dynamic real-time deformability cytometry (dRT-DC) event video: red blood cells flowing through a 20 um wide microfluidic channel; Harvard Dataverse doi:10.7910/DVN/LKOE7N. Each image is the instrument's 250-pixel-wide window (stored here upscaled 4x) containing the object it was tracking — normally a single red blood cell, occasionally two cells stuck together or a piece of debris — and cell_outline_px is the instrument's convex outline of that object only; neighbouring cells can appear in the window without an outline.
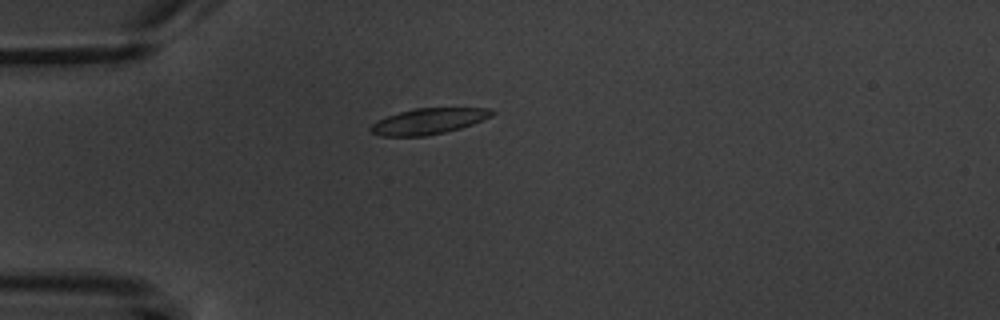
{"species": "common noctule bat (a hibernating species)", "species_latin": "Nyctalus noctula", "temperature_condition": "warm", "stored_images_in_passage": 8, "camera_frame_rate_fps": 3000, "um_per_image_px": 0.085, "animal": {"sex": "male", "body_mass_g": 20.1, "forearm_length_mm": 53.5}, "frame": {"image": 1, "passage_image": 4, "time_ms": 4.333, "image_size_px": [1000, 320], "cell_outline_px": [[496, 112], [492, 116], [472, 124], [460, 128], [444, 132], [424, 136], [380, 136], [372, 132], [368, 128], [376, 120], [400, 112], [416, 108], [488, 108]], "centroid_in_image_um": [36.41, 10.3], "position_along_channel_um": 48.6, "area_um2": 18.15}}
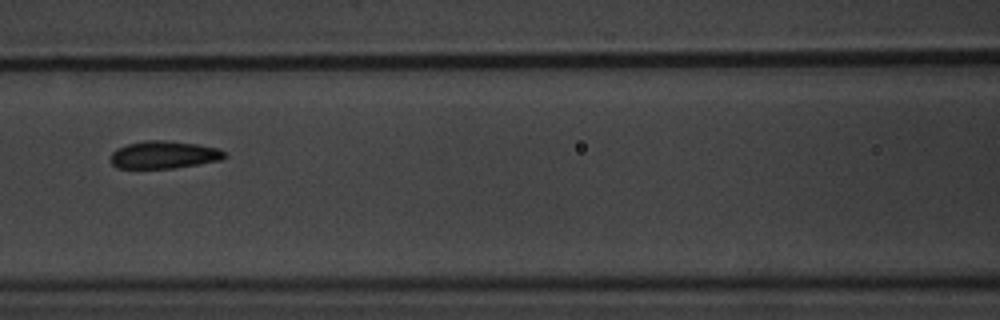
{"frame": {"image": 2, "passage_image": 7, "time_ms": 7.667, "image_size_px": [1000, 320], "cell_outline_px": [[228, 156], [220, 160], [176, 168], [116, 168], [112, 164], [112, 152], [116, 148], [128, 144], [144, 140], [164, 140], [196, 144], [216, 148], [224, 152]], "centroid_in_image_um": [13.92, 13.16], "position_along_channel_um": 152.7, "area_um2": 18.21}}
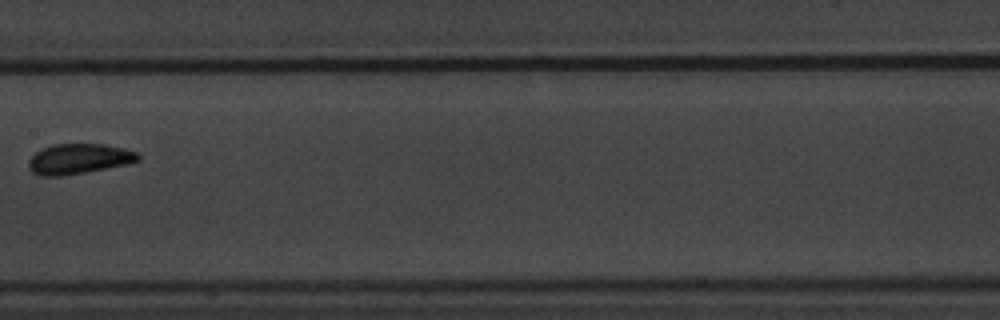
{"frame": {"image": 3, "passage_image": 8, "time_ms": 9.0, "image_size_px": [1000, 320], "cell_outline_px": [[140, 160], [128, 164], [84, 172], [60, 176], [40, 176], [32, 172], [28, 168], [28, 160], [36, 152], [52, 144], [104, 144], [124, 148], [136, 152], [140, 156]], "centroid_in_image_um": [6.69, 13.5], "position_along_channel_um": 200.7, "area_um2": 19.25}}